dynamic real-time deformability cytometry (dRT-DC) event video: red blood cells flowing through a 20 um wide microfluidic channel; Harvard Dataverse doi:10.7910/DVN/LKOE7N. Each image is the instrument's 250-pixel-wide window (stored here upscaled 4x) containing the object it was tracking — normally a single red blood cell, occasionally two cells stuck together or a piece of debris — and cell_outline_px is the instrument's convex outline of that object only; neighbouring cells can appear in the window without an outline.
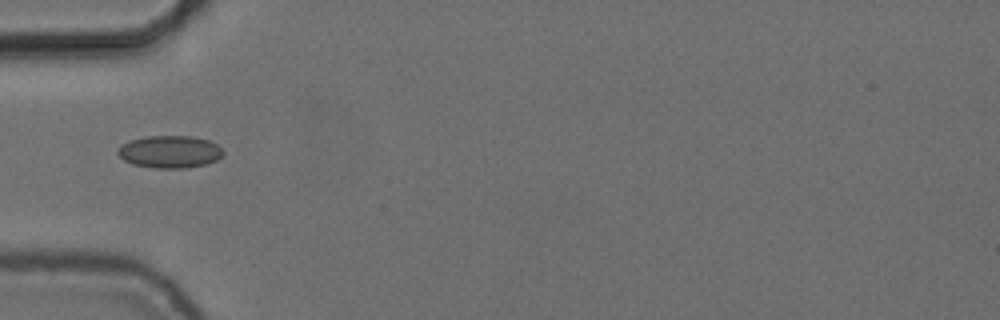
{"species": "common noctule bat (a hibernating species)", "species_latin": "Nyctalus noctula", "temperature_condition": "cold", "stored_images_in_passage": 34, "camera_frame_rate_fps": 3000, "um_per_image_px": 0.085, "animal": {"sex": "female", "body_mass_g": 24.6, "forearm_length_mm": 56.2}, "frame": {"image": 1, "passage_image": 1, "time_ms": 0.0, "image_size_px": [1000, 320], "cell_outline_px": [[224, 156], [208, 164], [188, 168], [152, 168], [132, 164], [124, 160], [116, 152], [116, 148], [128, 140], [148, 136], [192, 136], [208, 140], [216, 144], [224, 152]], "centroid_in_image_um": [14.42, 12.91], "position_along_channel_um": 70.6, "area_um2": 20.17}}
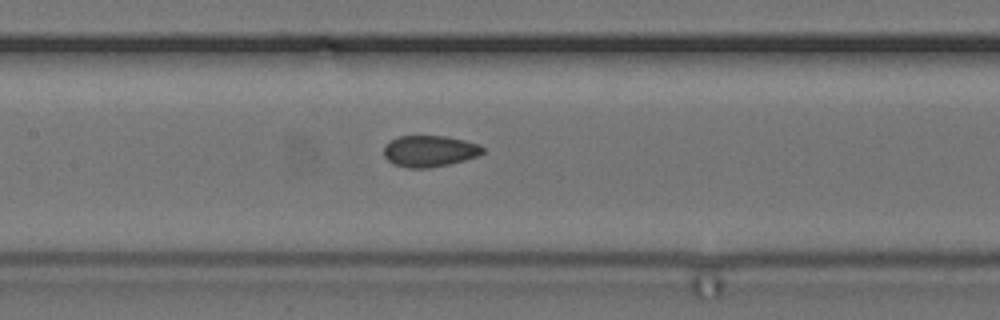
{"frame": {"image": 2, "passage_image": 9, "time_ms": 2.667, "image_size_px": [1000, 320], "cell_outline_px": [[484, 152], [476, 156], [464, 160], [448, 164], [428, 168], [408, 168], [392, 164], [384, 156], [384, 144], [400, 136], [448, 136], [480, 144], [484, 148]], "centroid_in_image_um": [36.5, 12.84], "position_along_channel_um": 170.9, "area_um2": 18.09}}
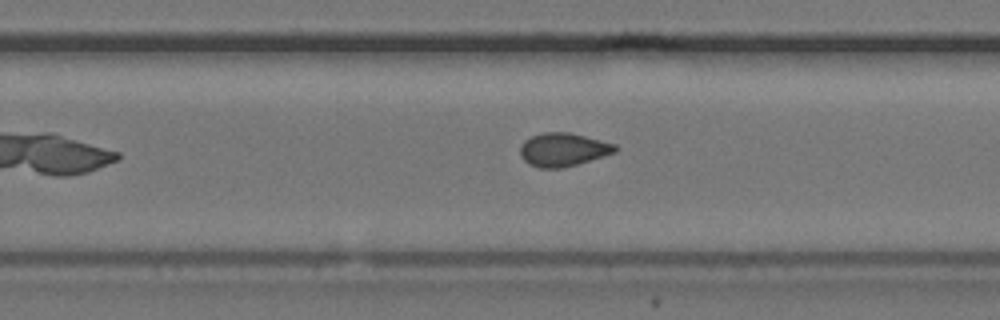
{"frame": {"image": 3, "passage_image": 18, "time_ms": 5.667, "image_size_px": [1000, 320], "cell_outline_px": [[620, 148], [616, 152], [576, 164], [560, 168], [540, 168], [528, 164], [520, 156], [520, 144], [524, 140], [532, 136], [544, 132], [572, 132], [616, 144]], "centroid_in_image_um": [47.86, 12.7], "position_along_channel_um": 281.9, "area_um2": 18.61}, "authors_computed_cell_mechanics": {"area_um2": 18.3804, "velocity_mm_per_s": 3.7166, "shape_relaxation_time_tau1_ms": null, "shape_relaxation_time_tau2_ms": 2.3323, "deformation_change_tau1": null, "deformation_change_tau2": 0.0538}}